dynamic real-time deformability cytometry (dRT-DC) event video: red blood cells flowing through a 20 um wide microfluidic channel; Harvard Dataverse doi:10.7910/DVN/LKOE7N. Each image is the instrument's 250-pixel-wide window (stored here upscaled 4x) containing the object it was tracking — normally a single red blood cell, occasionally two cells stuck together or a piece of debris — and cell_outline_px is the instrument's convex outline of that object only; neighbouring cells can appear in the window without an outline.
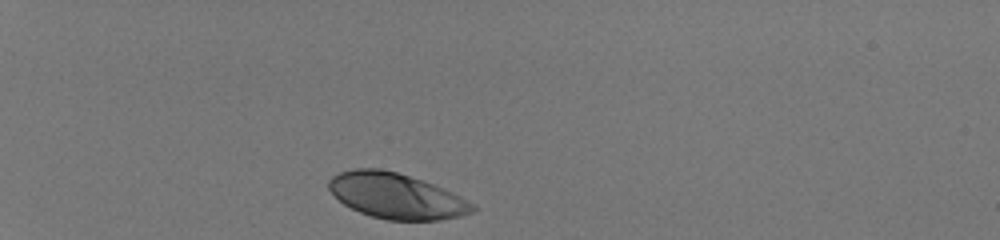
{"species": "human", "species_latin": "Homo sapiens", "temperature_condition": "room temperature", "stored_images_in_passage": 33, "camera_frame_rate_fps": 3000, "um_per_image_px": 0.085, "donor": {"sex": "male"}, "frame": {"image": 1, "passage_image": 1, "time_ms": 0.0, "image_size_px": [1000, 240], "cell_outline_px": [[476, 208], [472, 212], [460, 216], [440, 220], [388, 220], [372, 216], [360, 212], [344, 204], [328, 188], [328, 180], [332, 176], [340, 172], [352, 168], [380, 168], [396, 172], [444, 188], [476, 204]], "centroid_in_image_um": [33.69, 16.65], "position_along_channel_um": 51.3, "area_um2": 37.92}}
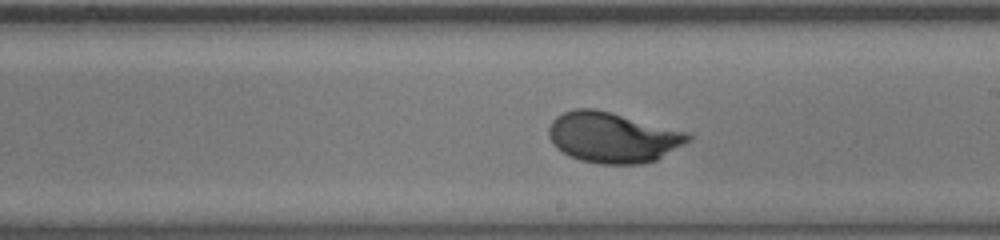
{"frame": {"image": 2, "passage_image": 19, "time_ms": 6.0, "image_size_px": [1000, 240], "cell_outline_px": [[692, 140], [656, 160], [640, 164], [600, 164], [580, 160], [568, 156], [556, 148], [548, 136], [548, 128], [552, 120], [556, 116], [564, 112], [576, 108], [596, 108], [692, 132]], "centroid_in_image_um": [52.11, 11.67], "position_along_channel_um": 236.9, "area_um2": 41.67}}
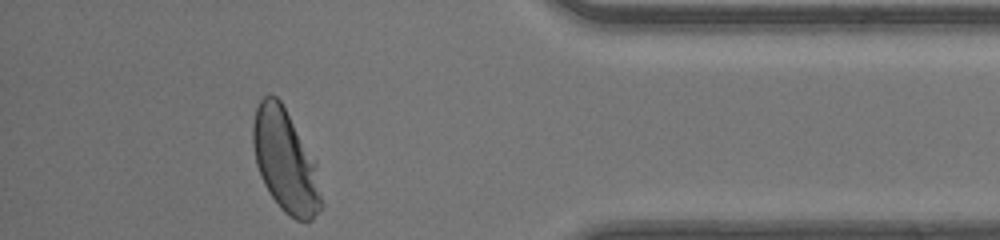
{"frame": {"image": 3, "passage_image": 33, "time_ms": 10.667, "image_size_px": [1000, 240], "cell_outline_px": [[324, 208], [312, 220], [296, 220], [284, 212], [280, 208], [264, 184], [260, 176], [256, 164], [252, 144], [252, 124], [256, 108], [260, 100], [264, 96], [276, 96], [280, 100], [316, 160], [324, 204]], "centroid_in_image_um": [24.28, 13.72], "position_along_channel_um": 410.9, "area_um2": 41.33}, "authors_computed_cell_mechanics": {"area_um2": 39.882, "velocity_mm_per_s": 4.1405, "shape_relaxation_time_tau1_ms": 2.3798, "shape_relaxation_time_tau2_ms": null, "deformation_change_tau1": 0.1502, "deformation_change_tau2": null}}